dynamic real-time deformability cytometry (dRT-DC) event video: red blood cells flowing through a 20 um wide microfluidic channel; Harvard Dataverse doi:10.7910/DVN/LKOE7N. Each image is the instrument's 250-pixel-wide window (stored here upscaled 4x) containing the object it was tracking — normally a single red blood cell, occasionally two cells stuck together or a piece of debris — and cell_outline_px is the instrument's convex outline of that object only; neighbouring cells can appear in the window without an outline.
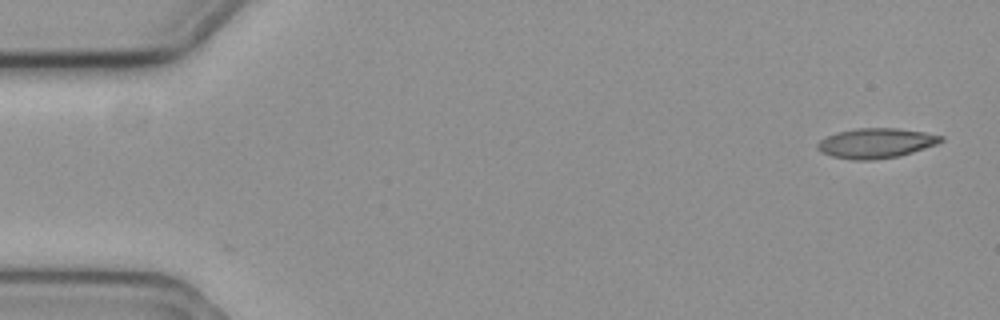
{"species": "common noctule bat (a hibernating species)", "species_latin": "Nyctalus noctula", "temperature_condition": "cold", "stored_images_in_passage": 2, "camera_frame_rate_fps": 3000, "um_per_image_px": 0.085, "animal": {"sex": "female", "body_mass_g": 19.3, "forearm_length_mm": 54.1}, "frame": {"image": 1, "passage_image": 2, "time_ms": 0.333, "image_size_px": [1000, 320], "cell_outline_px": [[944, 140], [936, 144], [900, 156], [872, 160], [852, 160], [832, 156], [820, 152], [816, 148], [816, 144], [820, 140], [836, 132], [856, 128], [896, 128], [924, 132], [944, 136]], "centroid_in_image_um": [74.43, 12.17], "position_along_channel_um": 10.6, "area_um2": 21.56}}